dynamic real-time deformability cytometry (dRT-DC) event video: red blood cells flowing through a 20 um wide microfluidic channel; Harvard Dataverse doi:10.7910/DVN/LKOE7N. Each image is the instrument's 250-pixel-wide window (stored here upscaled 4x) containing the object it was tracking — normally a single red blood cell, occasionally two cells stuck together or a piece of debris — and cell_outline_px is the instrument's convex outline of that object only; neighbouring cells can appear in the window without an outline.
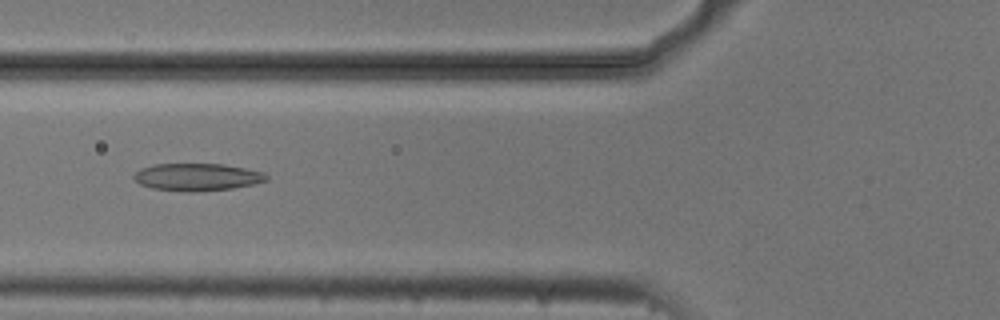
{"species": "common noctule bat (a hibernating species)", "species_latin": "Nyctalus noctula", "temperature_condition": "cold", "stored_images_in_passage": 54, "camera_frame_rate_fps": 3000, "um_per_image_px": 0.085, "animal": {"sex": "male", "body_mass_g": 20.5, "forearm_length_mm": 52.5}, "frame": {"image": 1, "passage_image": 20, "time_ms": 6.333, "image_size_px": [1000, 320], "cell_outline_px": [[268, 180], [252, 184], [232, 188], [192, 192], [188, 192], [152, 188], [140, 184], [132, 176], [140, 168], [152, 164], [224, 164], [264, 172], [268, 176]], "centroid_in_image_um": [16.74, 15.04], "position_along_channel_um": 109.1, "area_um2": 21.1}}
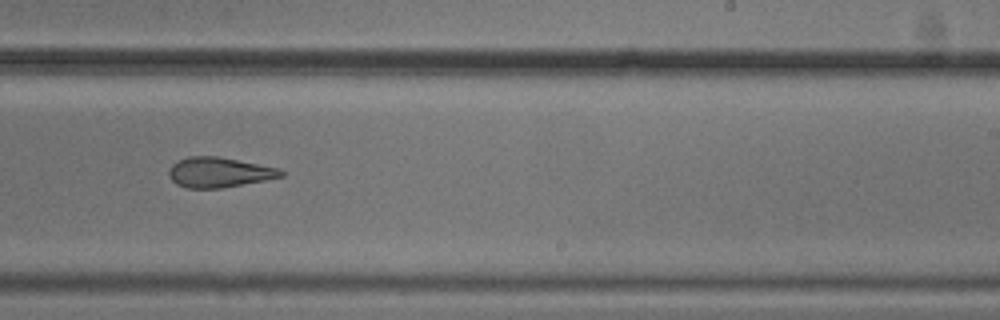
{"frame": {"image": 2, "passage_image": 33, "time_ms": 10.667, "image_size_px": [1000, 320], "cell_outline_px": [[284, 176], [264, 180], [220, 188], [188, 188], [176, 184], [168, 176], [168, 172], [172, 164], [176, 160], [188, 156], [216, 156], [280, 168], [284, 172]], "centroid_in_image_um": [18.59, 14.64], "position_along_channel_um": 270.4, "area_um2": 19.59}}
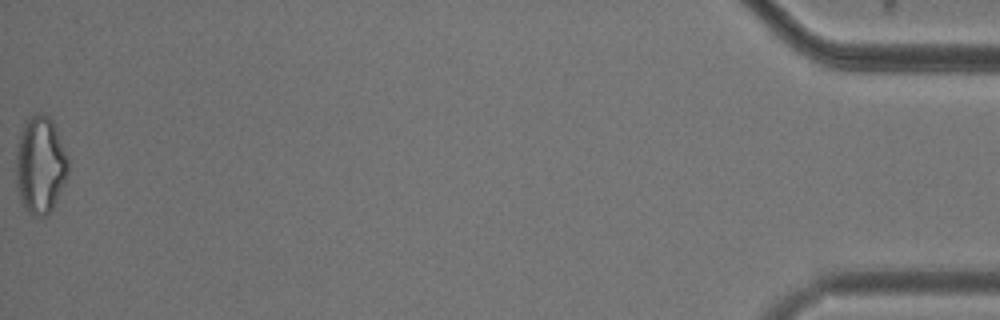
{"frame": {"image": 3, "passage_image": 54, "time_ms": 17.667, "image_size_px": [1000, 320], "cell_outline_px": [[68, 172], [56, 200], [52, 208], [44, 216], [36, 216], [28, 212], [24, 208], [16, 184], [16, 156], [20, 136], [28, 120], [36, 112], [48, 116], [52, 120], [56, 128], [68, 160]], "centroid_in_image_um": [3.42, 14.04], "position_along_channel_um": 431.8, "area_um2": 28.84}, "authors_computed_cell_mechanics": {"area_um2": 22.4264, "velocity_mm_per_s": 3.7148, "shape_relaxation_time_tau1_ms": null, "shape_relaxation_time_tau2_ms": 3.0334, "deformation_change_tau1": null, "deformation_change_tau2": 0.1228}}